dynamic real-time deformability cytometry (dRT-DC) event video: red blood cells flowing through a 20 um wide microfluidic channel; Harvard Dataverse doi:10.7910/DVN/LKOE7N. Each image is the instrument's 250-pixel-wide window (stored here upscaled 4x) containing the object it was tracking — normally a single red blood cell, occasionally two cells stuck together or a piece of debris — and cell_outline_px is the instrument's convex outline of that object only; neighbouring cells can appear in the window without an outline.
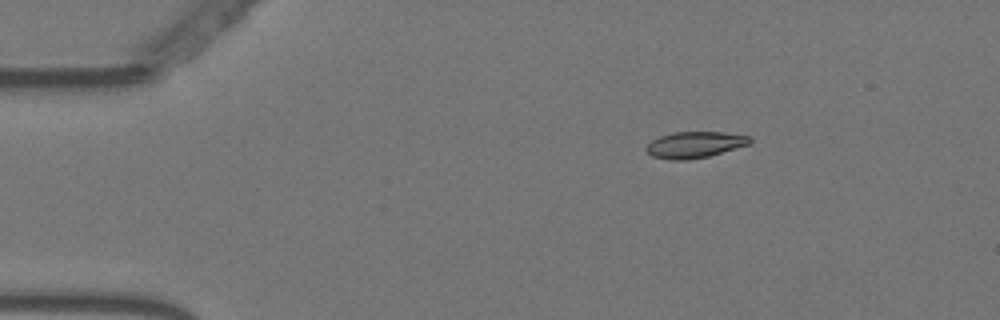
{"species": "Egyptian fruit bat (a non-hibernating species)", "species_latin": "Rousettus aegyptiacus", "temperature_condition": "warm", "stored_images_in_passage": 67, "camera_frame_rate_fps": 3000, "um_per_image_px": 0.085, "animal": {"sex": "female"}, "frame": {"image": 1, "passage_image": 2, "time_ms": 0.333, "image_size_px": [1000, 320], "cell_outline_px": [[752, 140], [748, 144], [708, 156], [688, 160], [668, 160], [652, 156], [644, 148], [652, 140], [660, 136], [676, 132], [724, 132], [752, 136]], "centroid_in_image_um": [59.04, 12.3], "position_along_channel_um": 26.0, "area_um2": 15.78}}
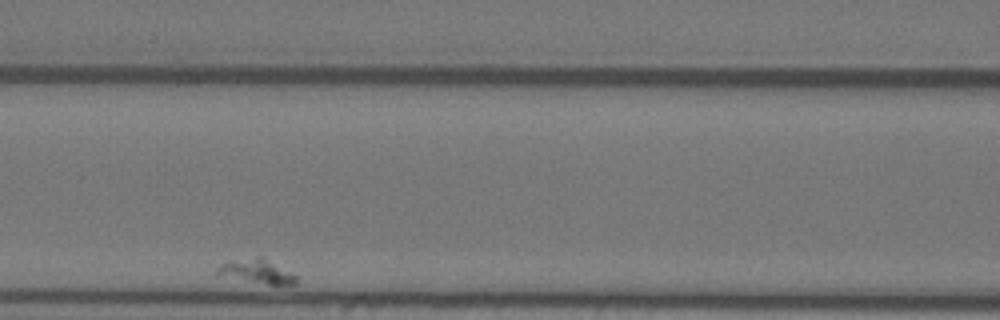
{"frame": {"image": 2, "passage_image": 22, "time_ms": 7.0, "image_size_px": [1000, 320], "cell_outline_px": [[300, 280], [296, 284], [268, 284], [216, 276], [216, 268], [224, 264], [260, 256], [264, 256], [296, 276]], "centroid_in_image_um": [21.86, 23.09], "position_along_channel_um": 144.7, "area_um2": 10.87}}
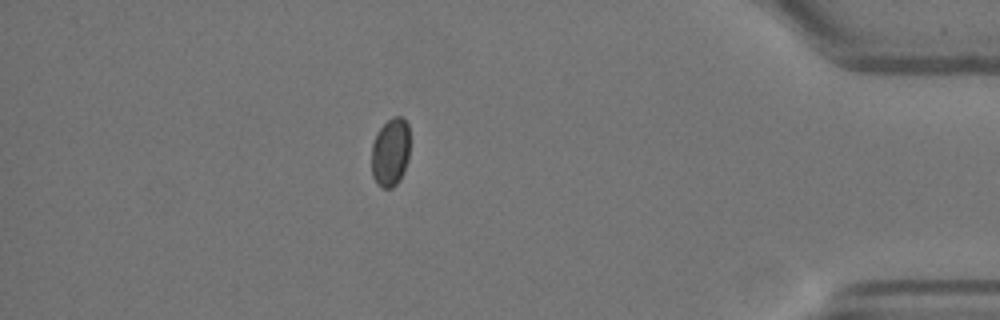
{"frame": {"image": 3, "passage_image": 60, "time_ms": 19.667, "image_size_px": [1000, 320], "cell_outline_px": [[408, 160], [404, 172], [400, 180], [392, 188], [384, 188], [376, 184], [372, 176], [372, 144], [376, 132], [392, 116], [400, 116], [408, 124]], "centroid_in_image_um": [33.17, 12.96], "position_along_channel_um": 402.0, "area_um2": 15.37}}